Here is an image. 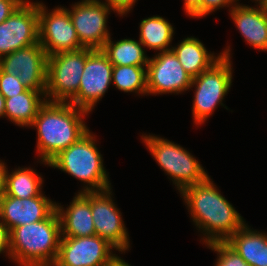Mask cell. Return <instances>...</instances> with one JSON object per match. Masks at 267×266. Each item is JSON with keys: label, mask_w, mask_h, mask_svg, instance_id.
Instances as JSON below:
<instances>
[{"label": "cell", "mask_w": 267, "mask_h": 266, "mask_svg": "<svg viewBox=\"0 0 267 266\" xmlns=\"http://www.w3.org/2000/svg\"><path fill=\"white\" fill-rule=\"evenodd\" d=\"M260 5H262L263 7L267 9V0H264Z\"/></svg>", "instance_id": "cell-37"}, {"label": "cell", "mask_w": 267, "mask_h": 266, "mask_svg": "<svg viewBox=\"0 0 267 266\" xmlns=\"http://www.w3.org/2000/svg\"><path fill=\"white\" fill-rule=\"evenodd\" d=\"M44 179L31 167H18L12 172L7 170L4 194L23 199L39 196Z\"/></svg>", "instance_id": "cell-24"}, {"label": "cell", "mask_w": 267, "mask_h": 266, "mask_svg": "<svg viewBox=\"0 0 267 266\" xmlns=\"http://www.w3.org/2000/svg\"><path fill=\"white\" fill-rule=\"evenodd\" d=\"M112 197V187L102 191H90L92 218L96 235L122 254L129 250L130 239L122 213Z\"/></svg>", "instance_id": "cell-9"}, {"label": "cell", "mask_w": 267, "mask_h": 266, "mask_svg": "<svg viewBox=\"0 0 267 266\" xmlns=\"http://www.w3.org/2000/svg\"><path fill=\"white\" fill-rule=\"evenodd\" d=\"M24 0H0V23L4 22Z\"/></svg>", "instance_id": "cell-30"}, {"label": "cell", "mask_w": 267, "mask_h": 266, "mask_svg": "<svg viewBox=\"0 0 267 266\" xmlns=\"http://www.w3.org/2000/svg\"><path fill=\"white\" fill-rule=\"evenodd\" d=\"M56 209L53 202L42 192L30 198H15L4 193L0 196V221L10 232L14 227L46 219Z\"/></svg>", "instance_id": "cell-16"}, {"label": "cell", "mask_w": 267, "mask_h": 266, "mask_svg": "<svg viewBox=\"0 0 267 266\" xmlns=\"http://www.w3.org/2000/svg\"><path fill=\"white\" fill-rule=\"evenodd\" d=\"M28 88L23 85L18 76L8 74L0 68V93L4 98H10L25 92Z\"/></svg>", "instance_id": "cell-27"}, {"label": "cell", "mask_w": 267, "mask_h": 266, "mask_svg": "<svg viewBox=\"0 0 267 266\" xmlns=\"http://www.w3.org/2000/svg\"><path fill=\"white\" fill-rule=\"evenodd\" d=\"M239 0H203L202 1V17L217 11L220 8L229 7L230 10Z\"/></svg>", "instance_id": "cell-28"}, {"label": "cell", "mask_w": 267, "mask_h": 266, "mask_svg": "<svg viewBox=\"0 0 267 266\" xmlns=\"http://www.w3.org/2000/svg\"><path fill=\"white\" fill-rule=\"evenodd\" d=\"M96 137L90 130L67 149L60 151L48 164L77 180L84 186L80 192L102 191L111 187L109 173L103 165Z\"/></svg>", "instance_id": "cell-4"}, {"label": "cell", "mask_w": 267, "mask_h": 266, "mask_svg": "<svg viewBox=\"0 0 267 266\" xmlns=\"http://www.w3.org/2000/svg\"><path fill=\"white\" fill-rule=\"evenodd\" d=\"M171 50L192 78L209 69L222 57L221 53L215 56L214 52L207 51L204 44L194 36L184 38L176 46H172Z\"/></svg>", "instance_id": "cell-20"}, {"label": "cell", "mask_w": 267, "mask_h": 266, "mask_svg": "<svg viewBox=\"0 0 267 266\" xmlns=\"http://www.w3.org/2000/svg\"><path fill=\"white\" fill-rule=\"evenodd\" d=\"M61 239L56 209L41 221L14 227L9 232L7 257L19 266H53Z\"/></svg>", "instance_id": "cell-3"}, {"label": "cell", "mask_w": 267, "mask_h": 266, "mask_svg": "<svg viewBox=\"0 0 267 266\" xmlns=\"http://www.w3.org/2000/svg\"><path fill=\"white\" fill-rule=\"evenodd\" d=\"M139 30V41L144 48L160 52L171 50L170 44L175 34L174 27L162 16L154 15L142 19Z\"/></svg>", "instance_id": "cell-23"}, {"label": "cell", "mask_w": 267, "mask_h": 266, "mask_svg": "<svg viewBox=\"0 0 267 266\" xmlns=\"http://www.w3.org/2000/svg\"><path fill=\"white\" fill-rule=\"evenodd\" d=\"M87 57L88 48L48 56L47 101L69 103L76 96Z\"/></svg>", "instance_id": "cell-7"}, {"label": "cell", "mask_w": 267, "mask_h": 266, "mask_svg": "<svg viewBox=\"0 0 267 266\" xmlns=\"http://www.w3.org/2000/svg\"><path fill=\"white\" fill-rule=\"evenodd\" d=\"M88 114L71 103L46 101L29 126L37 129L35 148L41 160L39 162L49 166L48 162L60 151L85 135L89 128L84 117Z\"/></svg>", "instance_id": "cell-2"}, {"label": "cell", "mask_w": 267, "mask_h": 266, "mask_svg": "<svg viewBox=\"0 0 267 266\" xmlns=\"http://www.w3.org/2000/svg\"><path fill=\"white\" fill-rule=\"evenodd\" d=\"M38 31L39 43L47 56L84 48L80 44L69 11L64 6L60 5L49 12L43 2H38Z\"/></svg>", "instance_id": "cell-8"}, {"label": "cell", "mask_w": 267, "mask_h": 266, "mask_svg": "<svg viewBox=\"0 0 267 266\" xmlns=\"http://www.w3.org/2000/svg\"><path fill=\"white\" fill-rule=\"evenodd\" d=\"M112 85L120 91L147 95V67L113 65Z\"/></svg>", "instance_id": "cell-25"}, {"label": "cell", "mask_w": 267, "mask_h": 266, "mask_svg": "<svg viewBox=\"0 0 267 266\" xmlns=\"http://www.w3.org/2000/svg\"><path fill=\"white\" fill-rule=\"evenodd\" d=\"M226 47L220 52L222 57L217 62L192 78L190 89L195 88L192 117L196 126L205 124L204 122L211 117L219 104L228 110L223 100L233 82V65L230 46Z\"/></svg>", "instance_id": "cell-5"}, {"label": "cell", "mask_w": 267, "mask_h": 266, "mask_svg": "<svg viewBox=\"0 0 267 266\" xmlns=\"http://www.w3.org/2000/svg\"><path fill=\"white\" fill-rule=\"evenodd\" d=\"M217 254L215 266H251L226 242H214L206 245Z\"/></svg>", "instance_id": "cell-26"}, {"label": "cell", "mask_w": 267, "mask_h": 266, "mask_svg": "<svg viewBox=\"0 0 267 266\" xmlns=\"http://www.w3.org/2000/svg\"><path fill=\"white\" fill-rule=\"evenodd\" d=\"M237 3L229 12L245 42L260 51H267V9Z\"/></svg>", "instance_id": "cell-18"}, {"label": "cell", "mask_w": 267, "mask_h": 266, "mask_svg": "<svg viewBox=\"0 0 267 266\" xmlns=\"http://www.w3.org/2000/svg\"><path fill=\"white\" fill-rule=\"evenodd\" d=\"M5 115V98L4 96L0 93V118H4Z\"/></svg>", "instance_id": "cell-35"}, {"label": "cell", "mask_w": 267, "mask_h": 266, "mask_svg": "<svg viewBox=\"0 0 267 266\" xmlns=\"http://www.w3.org/2000/svg\"><path fill=\"white\" fill-rule=\"evenodd\" d=\"M113 64L101 49H89L76 96L72 105L92 112L112 84Z\"/></svg>", "instance_id": "cell-11"}, {"label": "cell", "mask_w": 267, "mask_h": 266, "mask_svg": "<svg viewBox=\"0 0 267 266\" xmlns=\"http://www.w3.org/2000/svg\"><path fill=\"white\" fill-rule=\"evenodd\" d=\"M110 37L102 47L109 61L118 66H142L147 67L149 58L145 54L144 45L139 40L124 38L112 41Z\"/></svg>", "instance_id": "cell-22"}, {"label": "cell", "mask_w": 267, "mask_h": 266, "mask_svg": "<svg viewBox=\"0 0 267 266\" xmlns=\"http://www.w3.org/2000/svg\"><path fill=\"white\" fill-rule=\"evenodd\" d=\"M47 54L38 42L0 58V68L18 76L25 87L46 91Z\"/></svg>", "instance_id": "cell-15"}, {"label": "cell", "mask_w": 267, "mask_h": 266, "mask_svg": "<svg viewBox=\"0 0 267 266\" xmlns=\"http://www.w3.org/2000/svg\"><path fill=\"white\" fill-rule=\"evenodd\" d=\"M7 170L6 163L0 160V196L5 192Z\"/></svg>", "instance_id": "cell-33"}, {"label": "cell", "mask_w": 267, "mask_h": 266, "mask_svg": "<svg viewBox=\"0 0 267 266\" xmlns=\"http://www.w3.org/2000/svg\"><path fill=\"white\" fill-rule=\"evenodd\" d=\"M181 197L191 220L203 234L205 245L226 242L246 223L234 206L221 194L210 176L203 182L186 187Z\"/></svg>", "instance_id": "cell-1"}, {"label": "cell", "mask_w": 267, "mask_h": 266, "mask_svg": "<svg viewBox=\"0 0 267 266\" xmlns=\"http://www.w3.org/2000/svg\"><path fill=\"white\" fill-rule=\"evenodd\" d=\"M147 65V95L182 94L190 90L192 77L172 50L158 52Z\"/></svg>", "instance_id": "cell-14"}, {"label": "cell", "mask_w": 267, "mask_h": 266, "mask_svg": "<svg viewBox=\"0 0 267 266\" xmlns=\"http://www.w3.org/2000/svg\"><path fill=\"white\" fill-rule=\"evenodd\" d=\"M69 11L80 44L84 48L102 49L111 37L108 30V15L111 8L102 0H81L72 4Z\"/></svg>", "instance_id": "cell-10"}, {"label": "cell", "mask_w": 267, "mask_h": 266, "mask_svg": "<svg viewBox=\"0 0 267 266\" xmlns=\"http://www.w3.org/2000/svg\"><path fill=\"white\" fill-rule=\"evenodd\" d=\"M45 92L27 89L21 94L5 98L4 117L19 127L28 128L47 101Z\"/></svg>", "instance_id": "cell-21"}, {"label": "cell", "mask_w": 267, "mask_h": 266, "mask_svg": "<svg viewBox=\"0 0 267 266\" xmlns=\"http://www.w3.org/2000/svg\"><path fill=\"white\" fill-rule=\"evenodd\" d=\"M142 142L160 168L168 175L178 192L205 181L209 175L204 167L181 145L157 135L142 134Z\"/></svg>", "instance_id": "cell-6"}, {"label": "cell", "mask_w": 267, "mask_h": 266, "mask_svg": "<svg viewBox=\"0 0 267 266\" xmlns=\"http://www.w3.org/2000/svg\"><path fill=\"white\" fill-rule=\"evenodd\" d=\"M138 0H105L103 3H106L114 13H117L119 16H125L129 11L132 10L135 3Z\"/></svg>", "instance_id": "cell-29"}, {"label": "cell", "mask_w": 267, "mask_h": 266, "mask_svg": "<svg viewBox=\"0 0 267 266\" xmlns=\"http://www.w3.org/2000/svg\"><path fill=\"white\" fill-rule=\"evenodd\" d=\"M112 250L116 249L98 235L61 237L53 266H109L118 255Z\"/></svg>", "instance_id": "cell-13"}, {"label": "cell", "mask_w": 267, "mask_h": 266, "mask_svg": "<svg viewBox=\"0 0 267 266\" xmlns=\"http://www.w3.org/2000/svg\"><path fill=\"white\" fill-rule=\"evenodd\" d=\"M109 266H131L129 263L125 262V260L123 258H121L120 256H116L111 263L109 264Z\"/></svg>", "instance_id": "cell-34"}, {"label": "cell", "mask_w": 267, "mask_h": 266, "mask_svg": "<svg viewBox=\"0 0 267 266\" xmlns=\"http://www.w3.org/2000/svg\"><path fill=\"white\" fill-rule=\"evenodd\" d=\"M256 3V5H260L264 0H251Z\"/></svg>", "instance_id": "cell-36"}, {"label": "cell", "mask_w": 267, "mask_h": 266, "mask_svg": "<svg viewBox=\"0 0 267 266\" xmlns=\"http://www.w3.org/2000/svg\"><path fill=\"white\" fill-rule=\"evenodd\" d=\"M184 11L191 18H202L203 0H183Z\"/></svg>", "instance_id": "cell-31"}, {"label": "cell", "mask_w": 267, "mask_h": 266, "mask_svg": "<svg viewBox=\"0 0 267 266\" xmlns=\"http://www.w3.org/2000/svg\"><path fill=\"white\" fill-rule=\"evenodd\" d=\"M226 243L251 266H267V232H259L245 224Z\"/></svg>", "instance_id": "cell-19"}, {"label": "cell", "mask_w": 267, "mask_h": 266, "mask_svg": "<svg viewBox=\"0 0 267 266\" xmlns=\"http://www.w3.org/2000/svg\"><path fill=\"white\" fill-rule=\"evenodd\" d=\"M56 203L60 220L61 237H84L96 235L90 205V191L78 192L70 205Z\"/></svg>", "instance_id": "cell-17"}, {"label": "cell", "mask_w": 267, "mask_h": 266, "mask_svg": "<svg viewBox=\"0 0 267 266\" xmlns=\"http://www.w3.org/2000/svg\"><path fill=\"white\" fill-rule=\"evenodd\" d=\"M38 42V2L24 0L0 23V58Z\"/></svg>", "instance_id": "cell-12"}, {"label": "cell", "mask_w": 267, "mask_h": 266, "mask_svg": "<svg viewBox=\"0 0 267 266\" xmlns=\"http://www.w3.org/2000/svg\"><path fill=\"white\" fill-rule=\"evenodd\" d=\"M9 249V231L5 225L0 221V254H8Z\"/></svg>", "instance_id": "cell-32"}]
</instances>
